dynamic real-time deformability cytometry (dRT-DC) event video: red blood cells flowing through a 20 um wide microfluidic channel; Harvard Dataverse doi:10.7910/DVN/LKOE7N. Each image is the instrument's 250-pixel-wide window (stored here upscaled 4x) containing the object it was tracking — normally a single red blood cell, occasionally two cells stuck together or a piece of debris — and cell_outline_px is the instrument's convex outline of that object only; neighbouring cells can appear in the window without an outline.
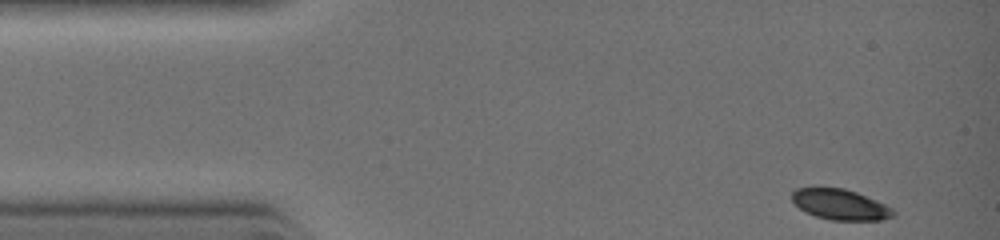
{"species": "common noctule bat (a hibernating species)", "species_latin": "Nyctalus noctula", "temperature_condition": "warm", "stored_images_in_passage": 9, "camera_frame_rate_fps": 3000, "um_per_image_px": 0.085, "animal": {"sex": "female", "body_mass_g": 19.0, "forearm_length_mm": 51.5}, "frame": {"image": 1, "passage_image": 1, "time_ms": 0.0, "image_size_px": [1000, 240], "cell_outline_px": [[896, 216], [880, 220], [832, 220], [816, 216], [800, 208], [792, 200], [792, 192], [796, 188], [812, 184], [816, 184], [844, 188], [856, 192], [876, 200], [892, 208], [896, 212]], "centroid_in_image_um": [71.38, 17.32], "position_along_channel_um": 13.6, "area_um2": 18.61}}
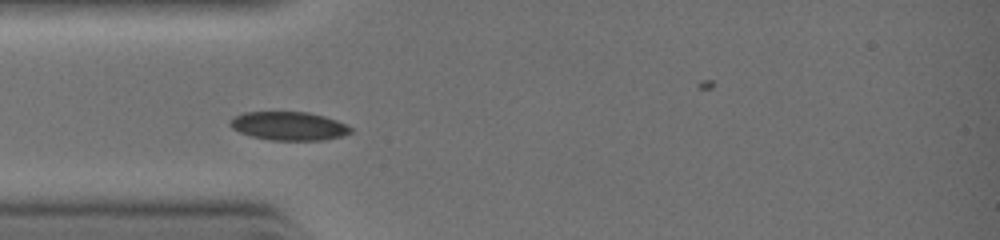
{"frame": {"image": 2, "passage_image": 6, "time_ms": 2.333, "image_size_px": [1000, 240], "cell_outline_px": [[352, 132], [344, 136], [324, 140], [272, 140], [252, 136], [240, 132], [232, 128], [228, 124], [228, 120], [232, 116], [244, 112], [308, 112], [324, 116], [336, 120], [352, 128]], "centroid_in_image_um": [24.52, 10.7], "position_along_channel_um": 60.5, "area_um2": 20.17}}
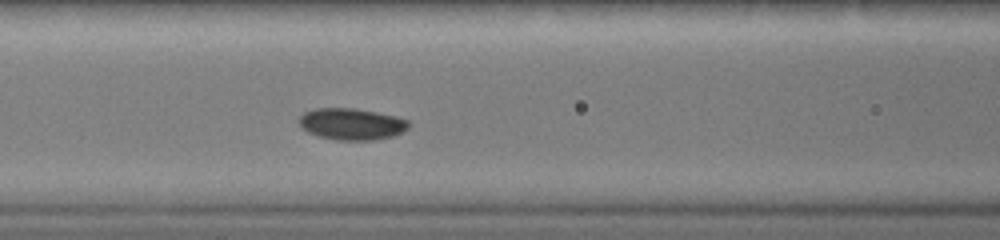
{"frame": {"image": 3, "passage_image": 9, "time_ms": 3.667, "image_size_px": [1000, 240], "cell_outline_px": [[412, 124], [404, 132], [392, 136], [372, 140], [336, 140], [320, 136], [308, 132], [300, 128], [300, 116], [304, 112], [316, 108], [356, 108], [396, 116], [408, 120]], "centroid_in_image_um": [29.91, 10.54], "position_along_channel_um": 136.7, "area_um2": 20.29}}